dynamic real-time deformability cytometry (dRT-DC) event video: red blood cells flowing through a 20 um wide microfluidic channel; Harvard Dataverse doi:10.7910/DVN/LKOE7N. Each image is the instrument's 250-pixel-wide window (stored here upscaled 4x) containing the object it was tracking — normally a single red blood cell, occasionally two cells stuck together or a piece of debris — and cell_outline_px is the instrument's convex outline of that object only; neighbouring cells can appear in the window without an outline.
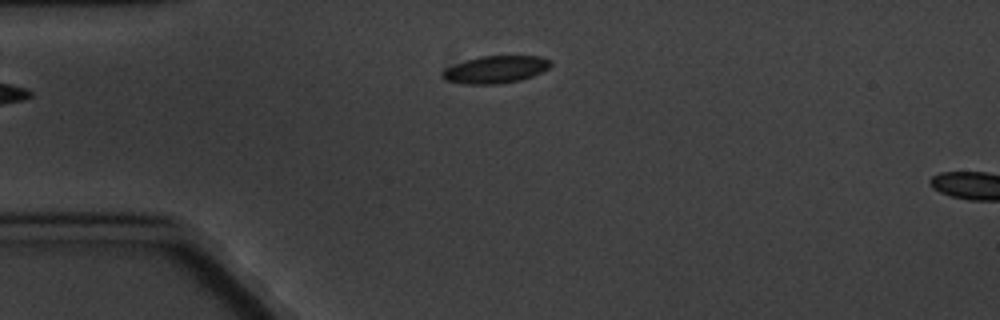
{"species": "common noctule bat (a hibernating species)", "species_latin": "Nyctalus noctula", "temperature_condition": "cold", "stored_images_in_passage": 3, "camera_frame_rate_fps": 3000, "um_per_image_px": 0.085, "animal": {"sex": "male", "body_mass_g": 20.1, "forearm_length_mm": 53.5}, "frame": {"image": 1, "passage_image": 3, "time_ms": 2.333, "image_size_px": [1000, 320], "cell_outline_px": [[552, 64], [548, 68], [532, 76], [520, 80], [500, 84], [460, 84], [444, 80], [440, 76], [440, 72], [444, 68], [480, 56], [540, 56], [552, 60]], "centroid_in_image_um": [42.08, 5.92], "position_along_channel_um": 42.9, "area_um2": 17.4}}